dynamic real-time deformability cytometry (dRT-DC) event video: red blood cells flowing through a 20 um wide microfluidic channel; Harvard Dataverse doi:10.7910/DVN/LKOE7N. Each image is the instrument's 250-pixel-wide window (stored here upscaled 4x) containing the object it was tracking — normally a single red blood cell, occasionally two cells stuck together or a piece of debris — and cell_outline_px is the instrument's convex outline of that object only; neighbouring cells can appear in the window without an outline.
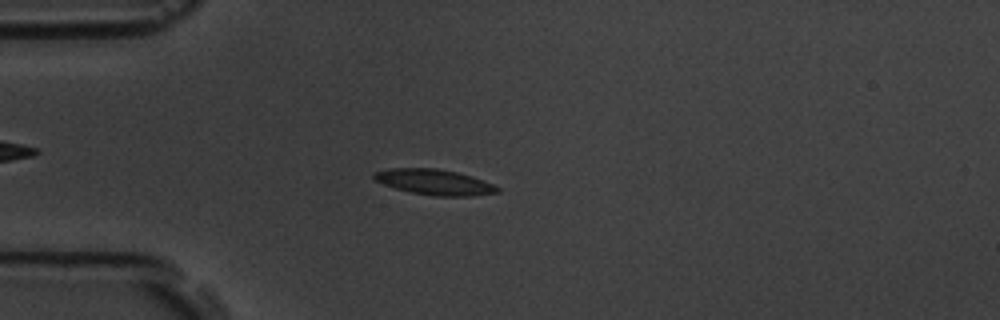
{"species": "common noctule bat (a hibernating species)", "species_latin": "Nyctalus noctula", "temperature_condition": "room temperature", "stored_images_in_passage": 54, "camera_frame_rate_fps": 3000, "um_per_image_px": 0.085, "animal": {"sex": "male", "body_mass_g": 19.5, "forearm_length_mm": 54.6}, "frame": {"image": 1, "passage_image": 14, "time_ms": 4.333, "image_size_px": [1000, 320], "cell_outline_px": [[500, 192], [472, 196], [432, 196], [412, 192], [396, 188], [384, 184], [376, 180], [372, 176], [376, 172], [388, 168], [436, 168], [456, 172], [472, 176], [484, 180], [500, 188]], "centroid_in_image_um": [36.96, 15.48], "position_along_channel_um": 48.0, "area_um2": 18.26}}
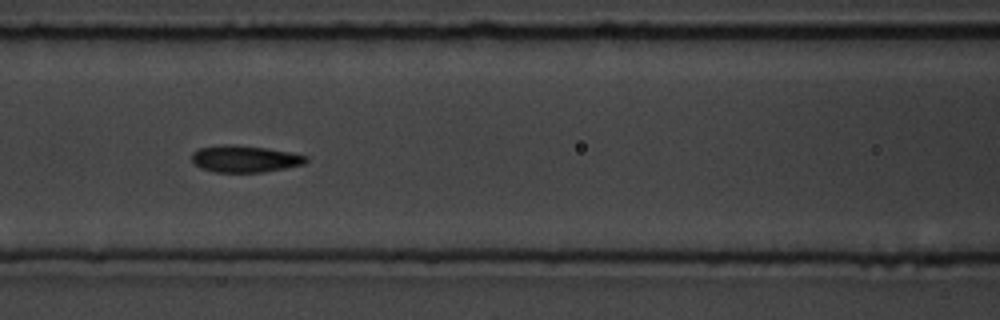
{"frame": {"image": 2, "passage_image": 23, "time_ms": 7.333, "image_size_px": [1000, 320], "cell_outline_px": [[308, 160], [304, 164], [264, 172], [212, 172], [200, 168], [192, 164], [192, 152], [200, 148], [228, 144], [232, 144], [264, 148], [288, 152], [308, 156]], "centroid_in_image_um": [20.77, 13.51], "position_along_channel_um": 145.8, "area_um2": 17.8}}
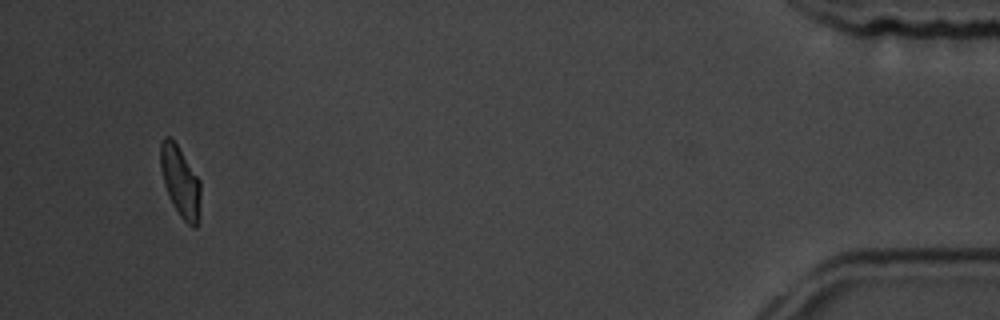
{"frame": {"image": 3, "passage_image": 51, "time_ms": 16.667, "image_size_px": [1000, 320], "cell_outline_px": [[200, 220], [196, 228], [192, 228], [180, 216], [168, 196], [164, 184], [160, 168], [160, 144], [164, 136], [168, 136], [176, 144], [200, 180]], "centroid_in_image_um": [15.33, 15.49], "position_along_channel_um": 419.9, "area_um2": 16.59}, "authors_computed_cell_mechanics": {"area_um2": 17.2244, "velocity_mm_per_s": 3.7578, "shape_relaxation_time_tau1_ms": 3.2479, "shape_relaxation_time_tau2_ms": 1.0879, "deformation_change_tau1": 0.1243, "deformation_change_tau2": 0.0525}}